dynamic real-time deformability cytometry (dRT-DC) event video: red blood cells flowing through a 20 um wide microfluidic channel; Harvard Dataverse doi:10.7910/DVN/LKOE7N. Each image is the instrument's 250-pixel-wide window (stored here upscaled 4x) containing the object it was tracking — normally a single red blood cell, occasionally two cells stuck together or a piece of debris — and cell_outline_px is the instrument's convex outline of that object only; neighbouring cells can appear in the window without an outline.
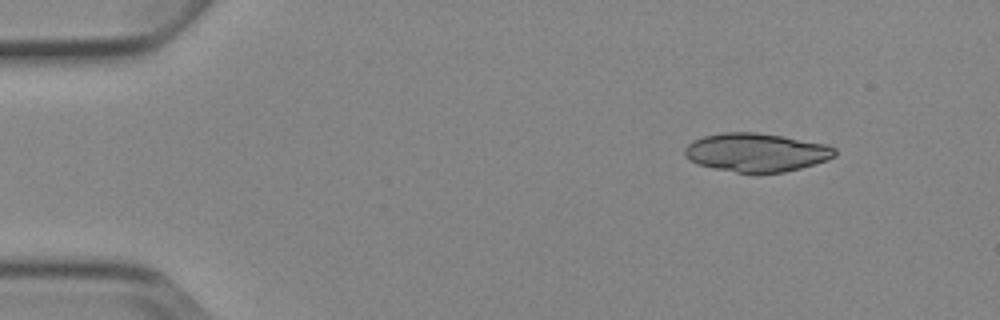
{"species": "Egyptian fruit bat (a non-hibernating species)", "species_latin": "Rousettus aegyptiacus", "temperature_condition": "cold", "stored_images_in_passage": 6, "camera_frame_rate_fps": 3000, "um_per_image_px": 0.085, "animal": {"sex": "female"}, "frame": {"image": 1, "passage_image": 2, "time_ms": 1.333, "image_size_px": [1000, 320], "cell_outline_px": [[836, 156], [828, 160], [800, 168], [784, 172], [736, 172], [696, 164], [684, 156], [684, 148], [692, 140], [704, 136], [724, 132], [756, 132], [784, 136], [828, 144], [836, 148]], "centroid_in_image_um": [64.3, 12.94], "position_along_channel_um": 20.7, "area_um2": 33.81}}